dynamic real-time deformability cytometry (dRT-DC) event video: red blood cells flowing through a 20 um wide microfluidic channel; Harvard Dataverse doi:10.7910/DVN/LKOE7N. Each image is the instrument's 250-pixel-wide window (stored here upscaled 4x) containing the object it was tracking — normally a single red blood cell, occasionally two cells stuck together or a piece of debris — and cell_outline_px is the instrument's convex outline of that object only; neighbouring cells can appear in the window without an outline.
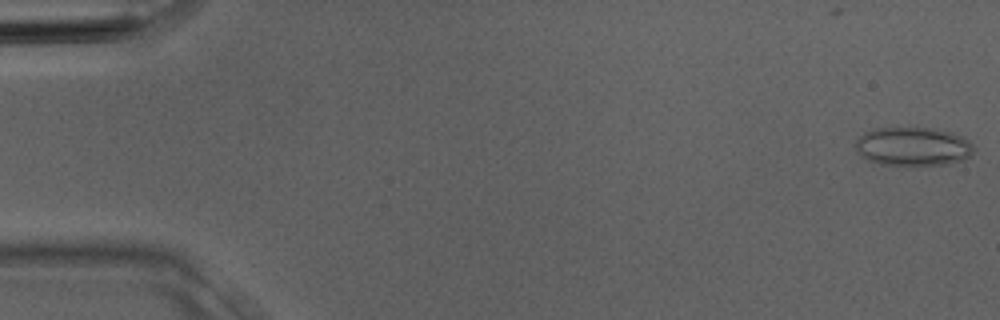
{"species": "Egyptian fruit bat (a non-hibernating species)", "species_latin": "Rousettus aegyptiacus", "temperature_condition": "room temperature", "stored_images_in_passage": 5, "camera_frame_rate_fps": 3000, "um_per_image_px": 0.085, "animal": {"sex": "male"}, "frame": {"image": 1, "passage_image": 1, "time_ms": 0.0, "image_size_px": [1000, 320], "cell_outline_px": [[976, 148], [972, 156], [964, 160], [948, 164], [880, 164], [868, 160], [860, 156], [856, 148], [856, 140], [864, 132], [872, 128], [932, 128], [952, 132], [964, 136]], "centroid_in_image_um": [77.65, 12.44], "position_along_channel_um": 7.4, "area_um2": 26.82}}